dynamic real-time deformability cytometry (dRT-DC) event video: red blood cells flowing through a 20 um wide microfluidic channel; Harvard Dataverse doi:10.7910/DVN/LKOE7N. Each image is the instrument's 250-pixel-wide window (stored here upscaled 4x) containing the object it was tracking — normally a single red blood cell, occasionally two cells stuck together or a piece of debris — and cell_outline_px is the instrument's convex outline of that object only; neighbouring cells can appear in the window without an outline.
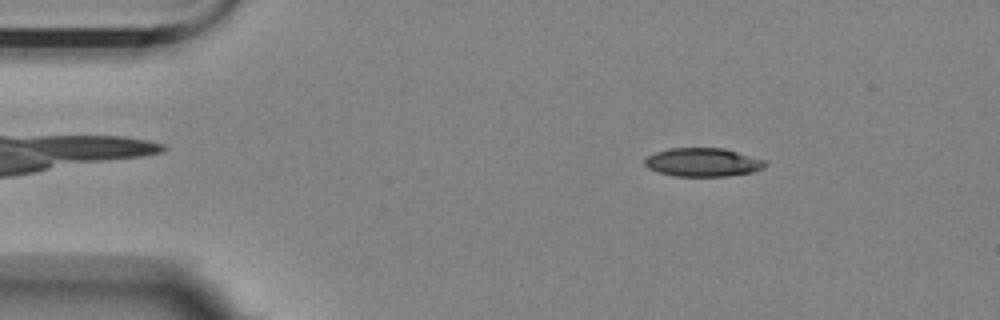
{"species": "Egyptian fruit bat (a non-hibernating species)", "species_latin": "Rousettus aegyptiacus", "temperature_condition": "room temperature", "stored_images_in_passage": 55, "segment_of_instrument_passage": [1, 2], "camera_frame_rate_fps": 3000, "um_per_image_px": 0.085, "animal": {"sex": "female"}, "frame": {"image": 1, "passage_image": 7, "time_ms": 2.0, "image_size_px": [1000, 320], "cell_outline_px": [[768, 164], [764, 168], [752, 172], [724, 176], [676, 176], [660, 172], [648, 168], [644, 164], [644, 160], [648, 156], [656, 152], [672, 148], [724, 148], [764, 160]], "centroid_in_image_um": [59.75, 13.79], "position_along_channel_um": 25.2, "area_um2": 19.83}}
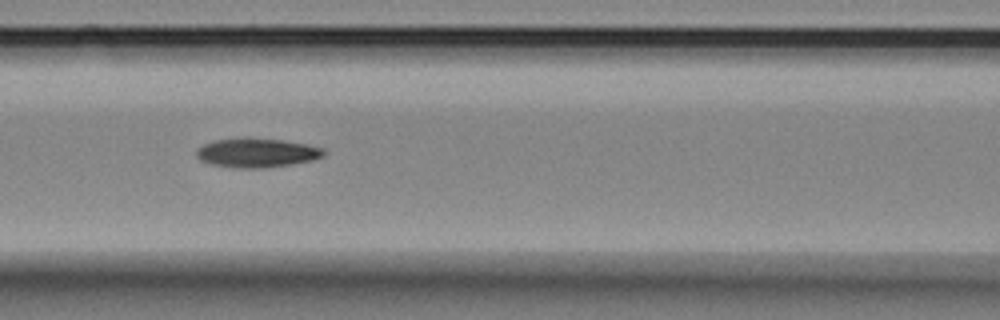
{"frame": {"image": 2, "passage_image": 22, "time_ms": 7.0, "image_size_px": [1000, 320], "cell_outline_px": [[324, 156], [312, 160], [292, 164], [260, 168], [236, 168], [212, 164], [200, 160], [196, 156], [196, 152], [204, 144], [216, 140], [244, 136], [280, 140], [304, 144], [320, 148], [324, 152]], "centroid_in_image_um": [21.78, 12.98], "position_along_channel_um": 144.8, "area_um2": 21.5}}
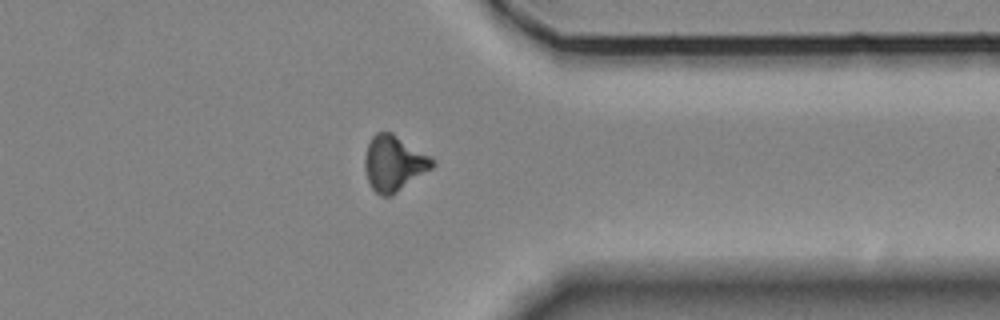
{"frame": {"image": 3, "passage_image": 42, "time_ms": 13.667, "image_size_px": [1000, 320], "cell_outline_px": [[436, 164], [432, 168], [392, 196], [380, 196], [372, 188], [368, 180], [364, 168], [364, 160], [368, 144], [372, 136], [376, 132], [392, 132], [436, 160]], "centroid_in_image_um": [33.48, 13.89], "position_along_channel_um": 377.9, "area_um2": 21.85}}